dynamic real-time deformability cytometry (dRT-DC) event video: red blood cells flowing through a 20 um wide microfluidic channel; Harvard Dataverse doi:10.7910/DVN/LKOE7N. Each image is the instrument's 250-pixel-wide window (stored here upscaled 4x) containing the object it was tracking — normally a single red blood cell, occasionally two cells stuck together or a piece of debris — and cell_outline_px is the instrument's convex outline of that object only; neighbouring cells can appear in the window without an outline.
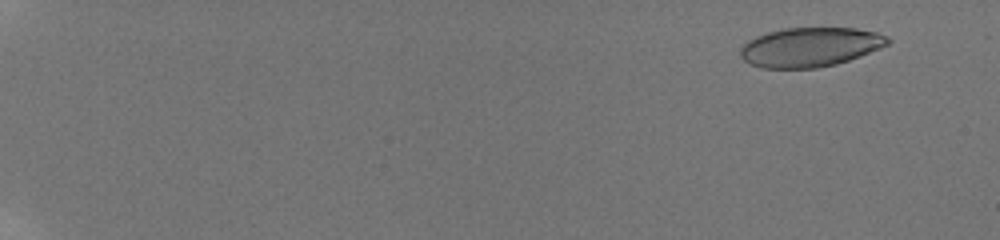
{"species": "human", "species_latin": "Homo sapiens", "temperature_condition": "room temperature", "stored_images_in_passage": 24, "camera_frame_rate_fps": 3000, "um_per_image_px": 0.085, "donor": {"sex": "male"}, "frame": {"image": 1, "passage_image": 4, "time_ms": 1.667, "image_size_px": [1000, 240], "cell_outline_px": [[892, 40], [888, 44], [880, 48], [860, 56], [836, 64], [816, 68], [760, 68], [748, 64], [740, 56], [740, 48], [748, 40], [756, 36], [768, 32], [784, 28], [856, 28], [876, 32], [888, 36]], "centroid_in_image_um": [68.85, 4.0], "position_along_channel_um": 16.2, "area_um2": 33.93}}
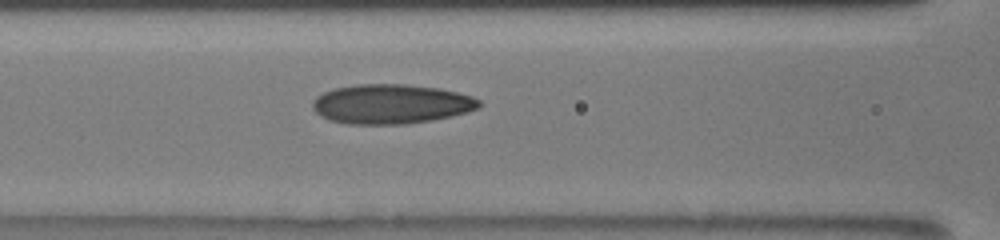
{"frame": {"image": 2, "passage_image": 17, "time_ms": 10.0, "image_size_px": [1000, 240], "cell_outline_px": [[480, 108], [468, 112], [452, 116], [432, 120], [404, 124], [348, 124], [328, 120], [320, 116], [312, 108], [312, 104], [316, 96], [332, 88], [356, 84], [404, 84], [440, 88], [472, 96], [480, 100]], "centroid_in_image_um": [33.23, 8.84], "position_along_channel_um": 133.4, "area_um2": 38.67}}
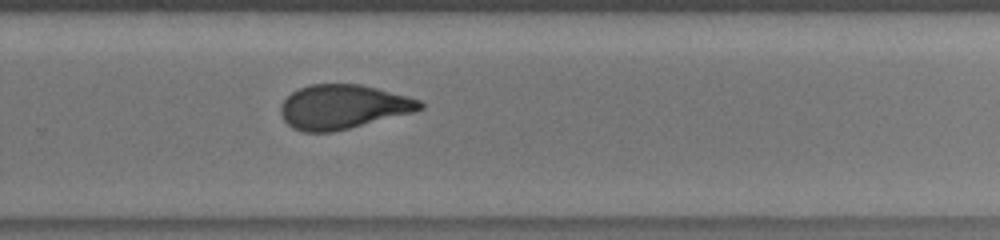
{"frame": {"image": 3, "passage_image": 24, "time_ms": 14.333, "image_size_px": [1000, 240], "cell_outline_px": [[424, 108], [412, 112], [332, 132], [304, 132], [292, 128], [284, 120], [280, 112], [280, 104], [292, 92], [308, 84], [360, 84], [408, 96], [420, 100], [424, 104]], "centroid_in_image_um": [29.12, 9.07], "position_along_channel_um": 300.7, "area_um2": 35.66}}